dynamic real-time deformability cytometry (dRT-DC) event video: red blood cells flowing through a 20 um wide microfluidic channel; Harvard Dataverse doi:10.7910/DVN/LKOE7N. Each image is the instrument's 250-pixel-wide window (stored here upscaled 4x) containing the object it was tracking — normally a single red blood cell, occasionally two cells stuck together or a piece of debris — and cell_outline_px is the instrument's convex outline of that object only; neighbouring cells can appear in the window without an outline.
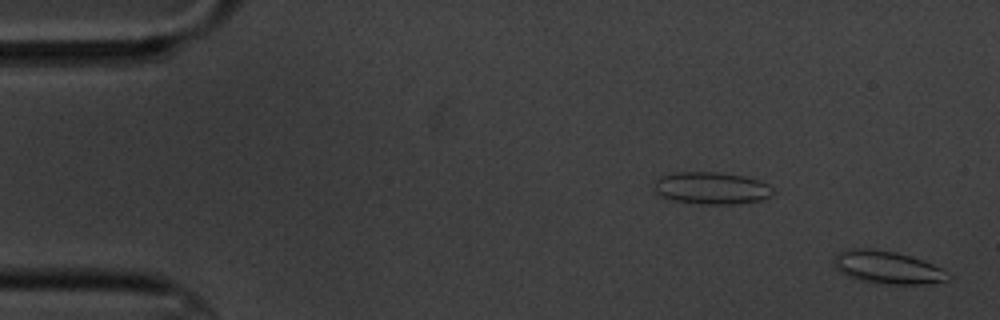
{"species": "common noctule bat (a hibernating species)", "species_latin": "Nyctalus noctula", "temperature_condition": "cold", "stored_images_in_passage": 2, "segment_of_instrument_passage": [2, 2], "camera_frame_rate_fps": 3000, "um_per_image_px": 0.085, "animal": {"sex": "male", "body_mass_g": 20.1, "forearm_length_mm": 53.5}, "frame": {"image": 1, "passage_image": 2, "time_ms": 1.333, "image_size_px": [1000, 320], "cell_outline_px": [[952, 276], [948, 280], [920, 284], [884, 284], [864, 280], [848, 276], [840, 272], [836, 268], [832, 260], [832, 256], [848, 248], [876, 248], [896, 252], [924, 260], [940, 268]], "centroid_in_image_um": [75.39, 22.7], "position_along_channel_um": 9.6, "area_um2": 21.79}}